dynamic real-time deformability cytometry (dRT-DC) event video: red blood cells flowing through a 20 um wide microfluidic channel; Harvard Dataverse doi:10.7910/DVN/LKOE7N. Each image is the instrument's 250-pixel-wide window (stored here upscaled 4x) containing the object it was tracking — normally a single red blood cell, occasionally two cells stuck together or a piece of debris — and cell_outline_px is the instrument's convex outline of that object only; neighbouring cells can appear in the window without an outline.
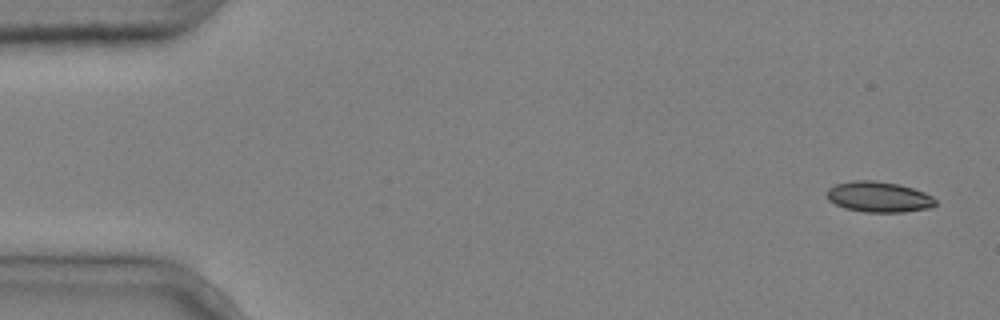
{"species": "common noctule bat (a hibernating species)", "species_latin": "Nyctalus noctula", "temperature_condition": "cold", "stored_images_in_passage": 5, "camera_frame_rate_fps": 3000, "um_per_image_px": 0.085, "animal": {"sex": "male", "body_mass_g": 20.4}, "frame": {"image": 1, "passage_image": 1, "time_ms": 0.0, "image_size_px": [1000, 320], "cell_outline_px": [[936, 204], [932, 208], [904, 212], [864, 212], [844, 208], [828, 200], [824, 192], [828, 188], [836, 184], [852, 180], [872, 180], [900, 184], [924, 192], [932, 196], [936, 200]], "centroid_in_image_um": [74.68, 16.73], "position_along_channel_um": 10.3, "area_um2": 19.65}}
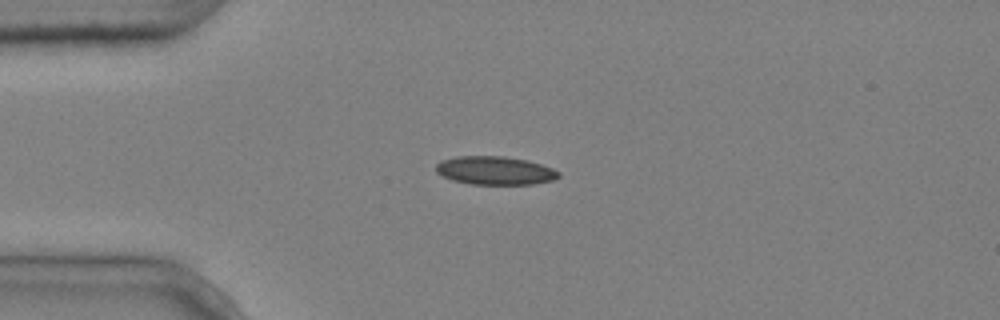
{"frame": {"image": 2, "passage_image": 4, "time_ms": 1.0, "image_size_px": [1000, 320], "cell_outline_px": [[560, 176], [552, 180], [532, 184], [472, 184], [452, 180], [436, 172], [436, 164], [440, 160], [456, 156], [504, 156], [528, 160], [552, 168], [560, 172]], "centroid_in_image_um": [42.06, 14.48], "position_along_channel_um": 42.9, "area_um2": 20.29}}